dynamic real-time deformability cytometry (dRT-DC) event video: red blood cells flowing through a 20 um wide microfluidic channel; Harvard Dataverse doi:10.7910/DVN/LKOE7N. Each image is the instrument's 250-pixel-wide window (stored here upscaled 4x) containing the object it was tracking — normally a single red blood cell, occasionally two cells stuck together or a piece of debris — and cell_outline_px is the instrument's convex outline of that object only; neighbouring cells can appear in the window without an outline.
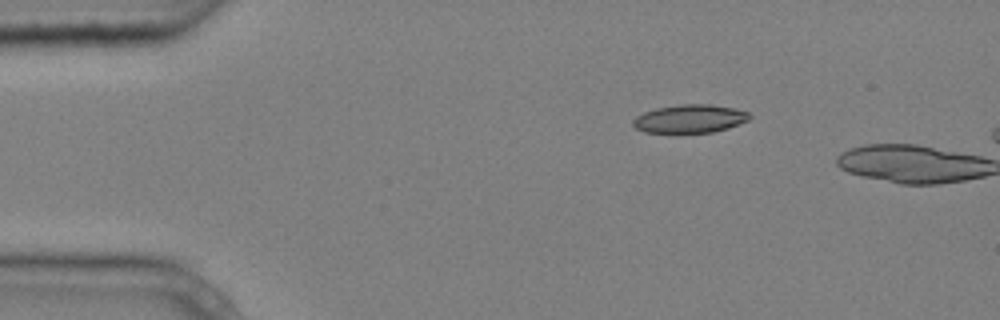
{"species": "common noctule bat (a hibernating species)", "species_latin": "Nyctalus noctula", "temperature_condition": "cold", "stored_images_in_passage": 3, "camera_frame_rate_fps": 3000, "um_per_image_px": 0.085, "animal": {"sex": "male", "body_mass_g": 20.4}, "frame": {"image": 1, "passage_image": 1, "time_ms": 0.0, "image_size_px": [1000, 320], "cell_outline_px": [[752, 116], [748, 120], [728, 128], [712, 132], [644, 132], [636, 128], [632, 124], [632, 120], [636, 116], [644, 112], [656, 108], [680, 104], [712, 104], [732, 108], [748, 112]], "centroid_in_image_um": [58.62, 10.08], "position_along_channel_um": 26.4, "area_um2": 19.07}}